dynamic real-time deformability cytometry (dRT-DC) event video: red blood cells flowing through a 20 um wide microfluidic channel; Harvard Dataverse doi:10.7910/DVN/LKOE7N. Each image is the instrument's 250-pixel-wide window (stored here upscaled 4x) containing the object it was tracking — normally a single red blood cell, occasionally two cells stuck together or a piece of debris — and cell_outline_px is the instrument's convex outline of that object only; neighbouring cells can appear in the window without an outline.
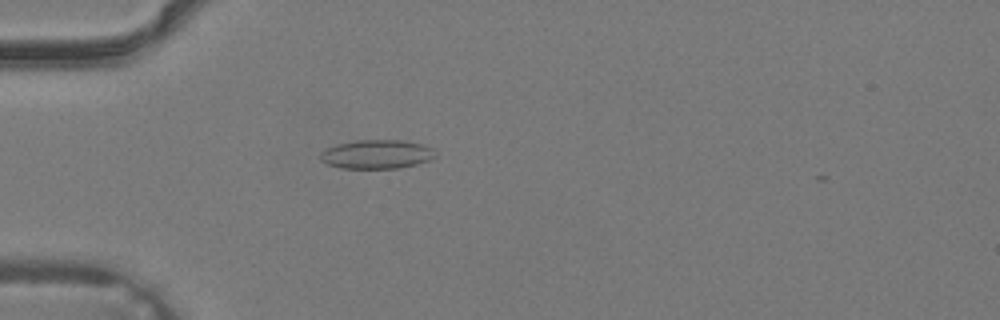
{"species": "common noctule bat (a hibernating species)", "species_latin": "Nyctalus noctula", "temperature_condition": "warm", "stored_images_in_passage": 24, "camera_frame_rate_fps": 3000, "um_per_image_px": 0.085, "animal": {"sex": "male", "body_mass_g": 19.2, "forearm_length_mm": 51.8}, "frame": {"image": 1, "passage_image": 1, "time_ms": 0.0, "image_size_px": [1000, 320], "cell_outline_px": [[436, 156], [428, 160], [416, 164], [400, 168], [340, 168], [324, 164], [320, 160], [320, 152], [324, 148], [336, 144], [356, 140], [404, 140], [420, 144], [432, 148]], "centroid_in_image_um": [31.94, 13.11], "position_along_channel_um": 53.1, "area_um2": 19.54}}
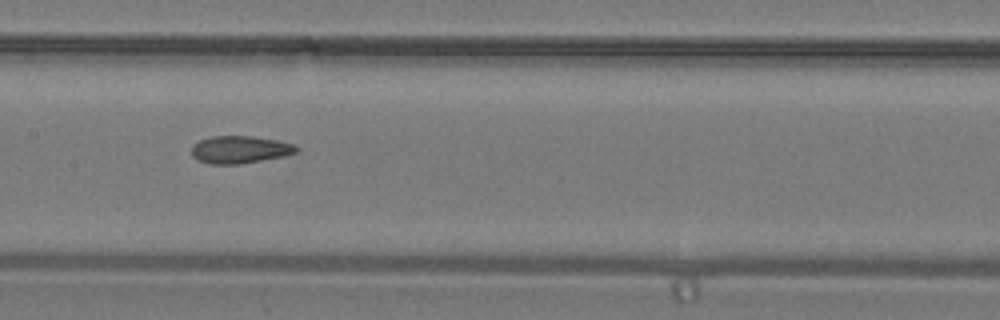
{"frame": {"image": 2, "passage_image": 9, "time_ms": 2.667, "image_size_px": [1000, 320], "cell_outline_px": [[300, 148], [296, 152], [284, 156], [240, 164], [208, 164], [196, 160], [192, 156], [192, 144], [200, 140], [212, 136], [256, 136], [276, 140], [292, 144]], "centroid_in_image_um": [20.35, 12.72], "position_along_channel_um": 187.0, "area_um2": 16.88}}
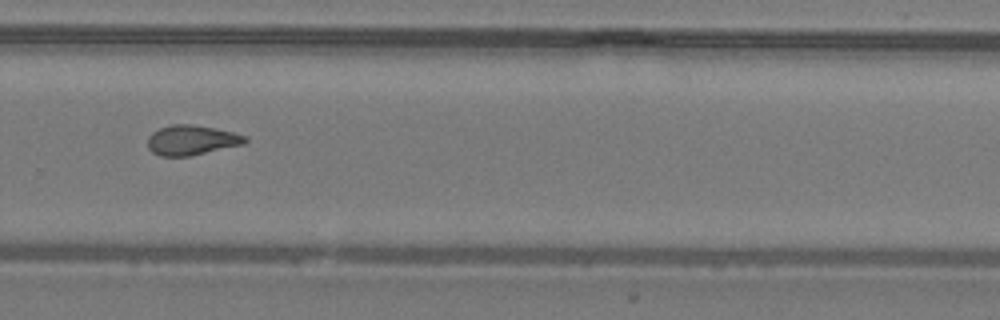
{"frame": {"image": 3, "passage_image": 16, "time_ms": 5.0, "image_size_px": [1000, 320], "cell_outline_px": [[248, 140], [244, 144], [188, 156], [160, 156], [152, 152], [148, 148], [148, 136], [152, 132], [160, 128], [172, 124], [192, 124], [216, 128], [248, 136]], "centroid_in_image_um": [16.28, 11.9], "position_along_channel_um": 313.5, "area_um2": 16.99}}